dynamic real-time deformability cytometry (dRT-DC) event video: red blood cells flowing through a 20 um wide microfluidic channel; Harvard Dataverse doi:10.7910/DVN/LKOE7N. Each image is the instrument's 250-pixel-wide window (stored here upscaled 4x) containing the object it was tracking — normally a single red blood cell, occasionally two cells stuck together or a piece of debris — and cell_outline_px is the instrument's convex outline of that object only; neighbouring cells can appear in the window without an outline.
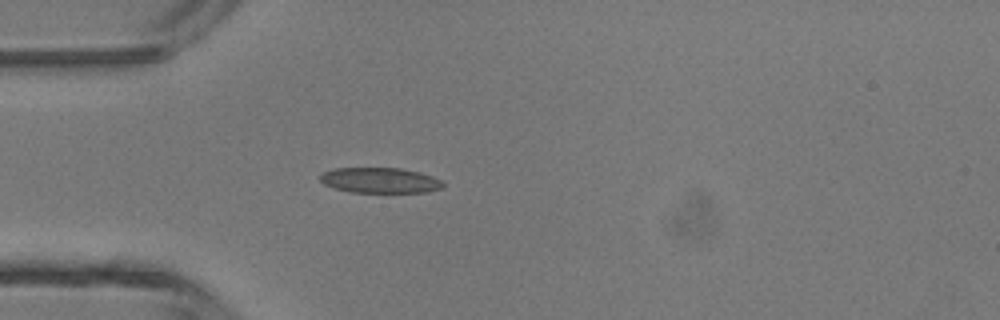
{"species": "common noctule bat (a hibernating species)", "species_latin": "Nyctalus noctula", "temperature_condition": "room temperature", "stored_images_in_passage": 1, "camera_frame_rate_fps": 3000, "um_per_image_px": 0.085, "animal": {"sex": "male", "body_mass_g": 13.3}, "frame": {"image": 1, "passage_image": 1, "time_ms": 0.0, "image_size_px": [1000, 320], "cell_outline_px": [[444, 184], [440, 188], [428, 192], [352, 192], [336, 188], [324, 184], [320, 180], [320, 176], [324, 172], [336, 168], [400, 168], [420, 172], [432, 176], [440, 180]], "centroid_in_image_um": [32.31, 15.32], "position_along_channel_um": 52.7, "area_um2": 17.98}}